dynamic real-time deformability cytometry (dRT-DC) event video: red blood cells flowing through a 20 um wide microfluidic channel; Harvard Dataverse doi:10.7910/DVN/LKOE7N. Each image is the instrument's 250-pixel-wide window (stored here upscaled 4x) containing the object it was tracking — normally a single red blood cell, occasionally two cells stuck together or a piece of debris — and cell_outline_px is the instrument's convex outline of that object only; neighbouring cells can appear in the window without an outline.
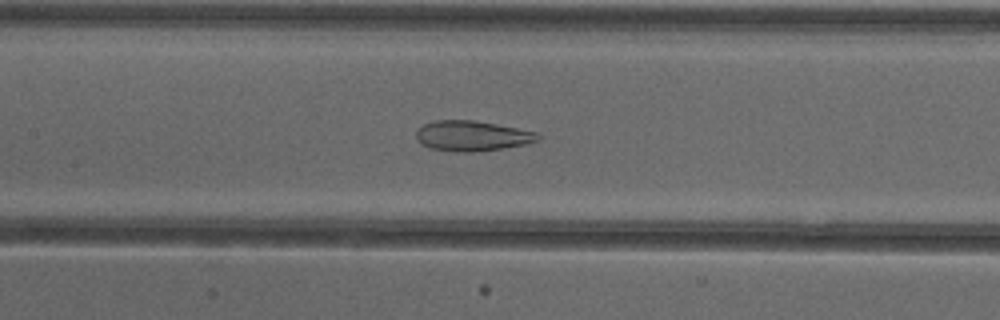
{"species": "common noctule bat (a hibernating species)", "species_latin": "Nyctalus noctula", "temperature_condition": "cold", "stored_images_in_passage": 37, "camera_frame_rate_fps": 3000, "um_per_image_px": 0.085, "animal": {"sex": "female"}, "frame": {"image": 1, "passage_image": 9, "time_ms": 2.667, "image_size_px": [1000, 320], "cell_outline_px": [[540, 140], [528, 144], [504, 148], [476, 152], [460, 152], [432, 148], [420, 144], [416, 140], [416, 132], [424, 124], [432, 120], [476, 120], [540, 132]], "centroid_in_image_um": [40.17, 11.54], "position_along_channel_um": 167.2, "area_um2": 21.79}}
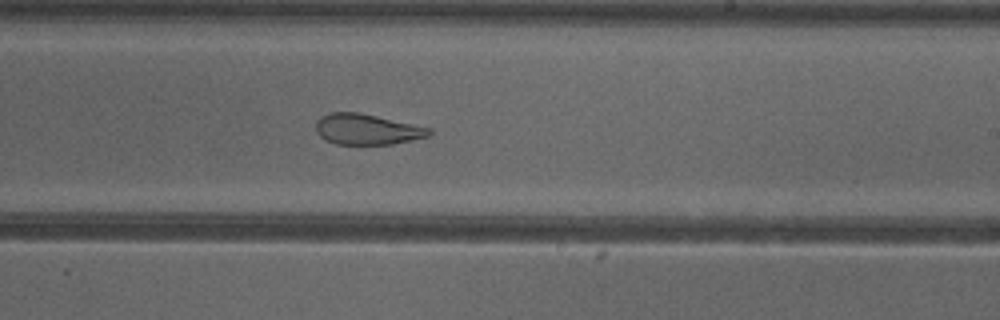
{"frame": {"image": 2, "passage_image": 16, "time_ms": 5.0, "image_size_px": [1000, 320], "cell_outline_px": [[432, 132], [428, 136], [412, 140], [392, 144], [336, 144], [320, 136], [316, 132], [316, 120], [320, 116], [332, 112], [360, 112], [432, 128]], "centroid_in_image_um": [31.19, 10.98], "position_along_channel_um": 257.8, "area_um2": 20.29}}
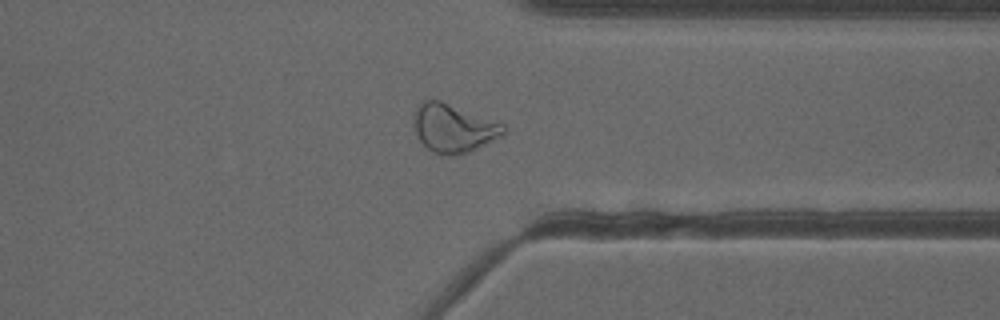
{"frame": {"image": 3, "passage_image": 25, "time_ms": 8.0, "image_size_px": [1000, 320], "cell_outline_px": [[508, 128], [504, 136], [472, 152], [452, 156], [448, 156], [432, 152], [416, 136], [412, 124], [412, 116], [420, 100], [440, 100], [504, 124]], "centroid_in_image_um": [38.55, 10.91], "position_along_channel_um": 372.9, "area_um2": 25.95}, "authors_computed_cell_mechanics": {"area_um2": 23.5246, "velocity_mm_per_s": 3.9032, "shape_relaxation_time_tau1_ms": null, "shape_relaxation_time_tau2_ms": 1.812, "deformation_change_tau1": null, "deformation_change_tau2": 0.0994}}